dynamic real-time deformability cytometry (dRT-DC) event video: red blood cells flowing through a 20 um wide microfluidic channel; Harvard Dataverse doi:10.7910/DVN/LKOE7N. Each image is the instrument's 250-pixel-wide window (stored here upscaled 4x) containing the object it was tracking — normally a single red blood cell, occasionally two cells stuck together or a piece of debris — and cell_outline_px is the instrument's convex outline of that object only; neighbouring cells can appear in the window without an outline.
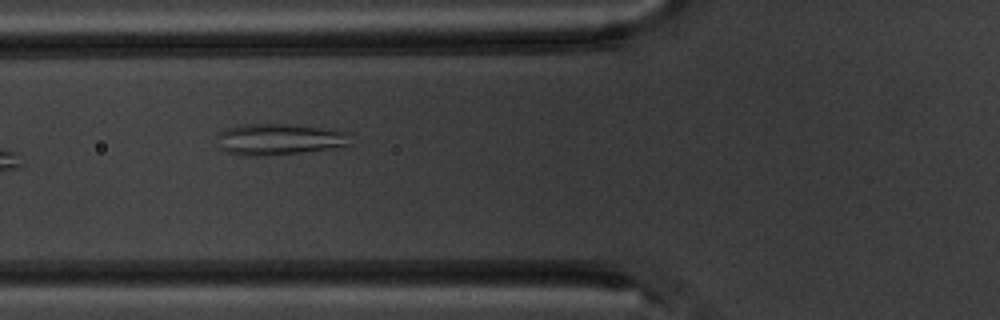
{"species": "common noctule bat (a hibernating species)", "species_latin": "Nyctalus noctula", "temperature_condition": "warm", "stored_images_in_passage": 7, "camera_frame_rate_fps": 3000, "um_per_image_px": 0.085, "animal": {"sex": "male", "body_mass_g": 20.1, "forearm_length_mm": 53.5}, "frame": {"image": 1, "passage_image": 6, "time_ms": 6.0, "image_size_px": [1000, 320], "cell_outline_px": [[356, 144], [344, 148], [256, 156], [244, 156], [228, 152], [220, 148], [216, 136], [216, 132], [224, 128], [236, 124], [296, 124], [352, 132]], "centroid_in_image_um": [23.85, 11.82], "position_along_channel_um": 102.0, "area_um2": 25.43}}